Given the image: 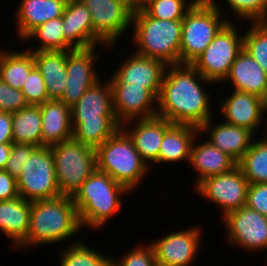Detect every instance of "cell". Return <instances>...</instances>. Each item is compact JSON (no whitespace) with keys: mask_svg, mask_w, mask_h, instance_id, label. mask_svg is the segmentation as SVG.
<instances>
[{"mask_svg":"<svg viewBox=\"0 0 267 266\" xmlns=\"http://www.w3.org/2000/svg\"><path fill=\"white\" fill-rule=\"evenodd\" d=\"M111 266H158L151 243L137 244L131 251L118 258H111Z\"/></svg>","mask_w":267,"mask_h":266,"instance_id":"obj_37","label":"cell"},{"mask_svg":"<svg viewBox=\"0 0 267 266\" xmlns=\"http://www.w3.org/2000/svg\"><path fill=\"white\" fill-rule=\"evenodd\" d=\"M82 229L72 196L31 202L30 226L21 251L33 246L62 243Z\"/></svg>","mask_w":267,"mask_h":266,"instance_id":"obj_3","label":"cell"},{"mask_svg":"<svg viewBox=\"0 0 267 266\" xmlns=\"http://www.w3.org/2000/svg\"><path fill=\"white\" fill-rule=\"evenodd\" d=\"M36 148L37 146L33 144L11 143V154L4 170L17 179L22 173V166L27 157H30Z\"/></svg>","mask_w":267,"mask_h":266,"instance_id":"obj_39","label":"cell"},{"mask_svg":"<svg viewBox=\"0 0 267 266\" xmlns=\"http://www.w3.org/2000/svg\"><path fill=\"white\" fill-rule=\"evenodd\" d=\"M113 108L120 125L137 119L157 116L158 97L144 86L110 83Z\"/></svg>","mask_w":267,"mask_h":266,"instance_id":"obj_17","label":"cell"},{"mask_svg":"<svg viewBox=\"0 0 267 266\" xmlns=\"http://www.w3.org/2000/svg\"><path fill=\"white\" fill-rule=\"evenodd\" d=\"M11 154V143L0 144V170H4Z\"/></svg>","mask_w":267,"mask_h":266,"instance_id":"obj_44","label":"cell"},{"mask_svg":"<svg viewBox=\"0 0 267 266\" xmlns=\"http://www.w3.org/2000/svg\"><path fill=\"white\" fill-rule=\"evenodd\" d=\"M219 103V114L224 122L244 127L256 134L258 128L265 122L267 134V101L261 97L240 91L231 90ZM266 113V114H265ZM265 118V119H264ZM265 120V121H264Z\"/></svg>","mask_w":267,"mask_h":266,"instance_id":"obj_16","label":"cell"},{"mask_svg":"<svg viewBox=\"0 0 267 266\" xmlns=\"http://www.w3.org/2000/svg\"><path fill=\"white\" fill-rule=\"evenodd\" d=\"M237 166L249 184L267 183V134L253 140Z\"/></svg>","mask_w":267,"mask_h":266,"instance_id":"obj_32","label":"cell"},{"mask_svg":"<svg viewBox=\"0 0 267 266\" xmlns=\"http://www.w3.org/2000/svg\"><path fill=\"white\" fill-rule=\"evenodd\" d=\"M239 32L236 24L228 22L192 63L206 80L213 84L225 80L238 53L243 49L244 34Z\"/></svg>","mask_w":267,"mask_h":266,"instance_id":"obj_9","label":"cell"},{"mask_svg":"<svg viewBox=\"0 0 267 266\" xmlns=\"http://www.w3.org/2000/svg\"><path fill=\"white\" fill-rule=\"evenodd\" d=\"M246 206L267 217V183L248 185Z\"/></svg>","mask_w":267,"mask_h":266,"instance_id":"obj_41","label":"cell"},{"mask_svg":"<svg viewBox=\"0 0 267 266\" xmlns=\"http://www.w3.org/2000/svg\"><path fill=\"white\" fill-rule=\"evenodd\" d=\"M19 196L17 179L5 170H0V201L15 199Z\"/></svg>","mask_w":267,"mask_h":266,"instance_id":"obj_42","label":"cell"},{"mask_svg":"<svg viewBox=\"0 0 267 266\" xmlns=\"http://www.w3.org/2000/svg\"><path fill=\"white\" fill-rule=\"evenodd\" d=\"M237 20L248 22L267 21V0H224ZM229 6V7H228ZM235 14V15H234Z\"/></svg>","mask_w":267,"mask_h":266,"instance_id":"obj_36","label":"cell"},{"mask_svg":"<svg viewBox=\"0 0 267 266\" xmlns=\"http://www.w3.org/2000/svg\"><path fill=\"white\" fill-rule=\"evenodd\" d=\"M207 132L209 133L207 140L236 162L241 159L255 139V134L244 127L231 125L224 121L216 124L212 118L199 128L200 135L208 134Z\"/></svg>","mask_w":267,"mask_h":266,"instance_id":"obj_20","label":"cell"},{"mask_svg":"<svg viewBox=\"0 0 267 266\" xmlns=\"http://www.w3.org/2000/svg\"><path fill=\"white\" fill-rule=\"evenodd\" d=\"M67 51L33 52L36 68L40 71L47 88L49 99H59L67 81Z\"/></svg>","mask_w":267,"mask_h":266,"instance_id":"obj_27","label":"cell"},{"mask_svg":"<svg viewBox=\"0 0 267 266\" xmlns=\"http://www.w3.org/2000/svg\"><path fill=\"white\" fill-rule=\"evenodd\" d=\"M243 34V48L267 73V21L251 22Z\"/></svg>","mask_w":267,"mask_h":266,"instance_id":"obj_34","label":"cell"},{"mask_svg":"<svg viewBox=\"0 0 267 266\" xmlns=\"http://www.w3.org/2000/svg\"><path fill=\"white\" fill-rule=\"evenodd\" d=\"M130 191L105 172L96 169L72 196L82 228L102 229L122 206Z\"/></svg>","mask_w":267,"mask_h":266,"instance_id":"obj_4","label":"cell"},{"mask_svg":"<svg viewBox=\"0 0 267 266\" xmlns=\"http://www.w3.org/2000/svg\"><path fill=\"white\" fill-rule=\"evenodd\" d=\"M248 185V180L236 166L226 173L206 178L193 190L198 196L214 203L224 217L228 212L246 205Z\"/></svg>","mask_w":267,"mask_h":266,"instance_id":"obj_13","label":"cell"},{"mask_svg":"<svg viewBox=\"0 0 267 266\" xmlns=\"http://www.w3.org/2000/svg\"><path fill=\"white\" fill-rule=\"evenodd\" d=\"M61 195L73 196L97 169L96 149L73 138L50 146Z\"/></svg>","mask_w":267,"mask_h":266,"instance_id":"obj_8","label":"cell"},{"mask_svg":"<svg viewBox=\"0 0 267 266\" xmlns=\"http://www.w3.org/2000/svg\"><path fill=\"white\" fill-rule=\"evenodd\" d=\"M24 94L0 79V111L16 112L28 107Z\"/></svg>","mask_w":267,"mask_h":266,"instance_id":"obj_40","label":"cell"},{"mask_svg":"<svg viewBox=\"0 0 267 266\" xmlns=\"http://www.w3.org/2000/svg\"><path fill=\"white\" fill-rule=\"evenodd\" d=\"M216 3V0H197L185 13L182 19L180 64H192L220 30L232 22Z\"/></svg>","mask_w":267,"mask_h":266,"instance_id":"obj_7","label":"cell"},{"mask_svg":"<svg viewBox=\"0 0 267 266\" xmlns=\"http://www.w3.org/2000/svg\"><path fill=\"white\" fill-rule=\"evenodd\" d=\"M96 162L98 170L130 192L136 190L151 169L121 127L96 149Z\"/></svg>","mask_w":267,"mask_h":266,"instance_id":"obj_6","label":"cell"},{"mask_svg":"<svg viewBox=\"0 0 267 266\" xmlns=\"http://www.w3.org/2000/svg\"><path fill=\"white\" fill-rule=\"evenodd\" d=\"M197 0H154L142 10L150 17L163 20H182Z\"/></svg>","mask_w":267,"mask_h":266,"instance_id":"obj_35","label":"cell"},{"mask_svg":"<svg viewBox=\"0 0 267 266\" xmlns=\"http://www.w3.org/2000/svg\"><path fill=\"white\" fill-rule=\"evenodd\" d=\"M172 125L167 119L154 116L125 122L121 128L133 141L134 147L150 167L153 163L159 164V151L163 136Z\"/></svg>","mask_w":267,"mask_h":266,"instance_id":"obj_19","label":"cell"},{"mask_svg":"<svg viewBox=\"0 0 267 266\" xmlns=\"http://www.w3.org/2000/svg\"><path fill=\"white\" fill-rule=\"evenodd\" d=\"M59 254L60 266H111V256L89 247L82 239L74 240L71 245L62 248Z\"/></svg>","mask_w":267,"mask_h":266,"instance_id":"obj_33","label":"cell"},{"mask_svg":"<svg viewBox=\"0 0 267 266\" xmlns=\"http://www.w3.org/2000/svg\"><path fill=\"white\" fill-rule=\"evenodd\" d=\"M198 135L194 138L191 146L189 165L198 173L194 186L211 176L226 173L237 166V162L227 153L221 152L213 146L207 139L197 142ZM196 142V143H195ZM199 143V144H198Z\"/></svg>","mask_w":267,"mask_h":266,"instance_id":"obj_23","label":"cell"},{"mask_svg":"<svg viewBox=\"0 0 267 266\" xmlns=\"http://www.w3.org/2000/svg\"><path fill=\"white\" fill-rule=\"evenodd\" d=\"M22 168V173L17 178L20 197L33 202L61 196L50 147H37L27 157Z\"/></svg>","mask_w":267,"mask_h":266,"instance_id":"obj_10","label":"cell"},{"mask_svg":"<svg viewBox=\"0 0 267 266\" xmlns=\"http://www.w3.org/2000/svg\"><path fill=\"white\" fill-rule=\"evenodd\" d=\"M131 26L136 54L167 65L180 64L182 20L156 19L139 10L133 12Z\"/></svg>","mask_w":267,"mask_h":266,"instance_id":"obj_5","label":"cell"},{"mask_svg":"<svg viewBox=\"0 0 267 266\" xmlns=\"http://www.w3.org/2000/svg\"><path fill=\"white\" fill-rule=\"evenodd\" d=\"M121 66L118 65L110 77V83H125L130 86H144L159 97L167 64L132 52Z\"/></svg>","mask_w":267,"mask_h":266,"instance_id":"obj_18","label":"cell"},{"mask_svg":"<svg viewBox=\"0 0 267 266\" xmlns=\"http://www.w3.org/2000/svg\"><path fill=\"white\" fill-rule=\"evenodd\" d=\"M110 48L104 45H95L89 48H75L68 50L66 56L67 81L62 96L58 99L68 106L75 104L81 96L101 78L95 70L99 59L97 47Z\"/></svg>","mask_w":267,"mask_h":266,"instance_id":"obj_14","label":"cell"},{"mask_svg":"<svg viewBox=\"0 0 267 266\" xmlns=\"http://www.w3.org/2000/svg\"><path fill=\"white\" fill-rule=\"evenodd\" d=\"M199 134V128L195 126L173 124L164 133L159 151V164H178L182 160L189 164L192 142Z\"/></svg>","mask_w":267,"mask_h":266,"instance_id":"obj_28","label":"cell"},{"mask_svg":"<svg viewBox=\"0 0 267 266\" xmlns=\"http://www.w3.org/2000/svg\"><path fill=\"white\" fill-rule=\"evenodd\" d=\"M33 39V40H31ZM39 42V47H28V51H67L75 49L65 38L63 33L62 16L56 19L48 20L47 22L37 26L25 38L24 42L31 40Z\"/></svg>","mask_w":267,"mask_h":266,"instance_id":"obj_31","label":"cell"},{"mask_svg":"<svg viewBox=\"0 0 267 266\" xmlns=\"http://www.w3.org/2000/svg\"><path fill=\"white\" fill-rule=\"evenodd\" d=\"M31 201L22 197L0 201V233L15 249L26 241L30 226Z\"/></svg>","mask_w":267,"mask_h":266,"instance_id":"obj_25","label":"cell"},{"mask_svg":"<svg viewBox=\"0 0 267 266\" xmlns=\"http://www.w3.org/2000/svg\"><path fill=\"white\" fill-rule=\"evenodd\" d=\"M68 0H21L14 12L19 41L37 26L63 16Z\"/></svg>","mask_w":267,"mask_h":266,"instance_id":"obj_22","label":"cell"},{"mask_svg":"<svg viewBox=\"0 0 267 266\" xmlns=\"http://www.w3.org/2000/svg\"><path fill=\"white\" fill-rule=\"evenodd\" d=\"M93 24V46L113 47L131 27L130 0H83ZM124 33V34H123Z\"/></svg>","mask_w":267,"mask_h":266,"instance_id":"obj_11","label":"cell"},{"mask_svg":"<svg viewBox=\"0 0 267 266\" xmlns=\"http://www.w3.org/2000/svg\"><path fill=\"white\" fill-rule=\"evenodd\" d=\"M201 227L175 230L149 242L153 246L158 266H192L201 249Z\"/></svg>","mask_w":267,"mask_h":266,"instance_id":"obj_15","label":"cell"},{"mask_svg":"<svg viewBox=\"0 0 267 266\" xmlns=\"http://www.w3.org/2000/svg\"><path fill=\"white\" fill-rule=\"evenodd\" d=\"M39 106L42 117V146L50 147L72 139L71 107L57 99H50Z\"/></svg>","mask_w":267,"mask_h":266,"instance_id":"obj_24","label":"cell"},{"mask_svg":"<svg viewBox=\"0 0 267 266\" xmlns=\"http://www.w3.org/2000/svg\"><path fill=\"white\" fill-rule=\"evenodd\" d=\"M221 219L230 246H238L249 253L267 250V217L245 205Z\"/></svg>","mask_w":267,"mask_h":266,"instance_id":"obj_12","label":"cell"},{"mask_svg":"<svg viewBox=\"0 0 267 266\" xmlns=\"http://www.w3.org/2000/svg\"><path fill=\"white\" fill-rule=\"evenodd\" d=\"M62 19L64 38L74 48L93 46L92 18L83 1L68 0Z\"/></svg>","mask_w":267,"mask_h":266,"instance_id":"obj_26","label":"cell"},{"mask_svg":"<svg viewBox=\"0 0 267 266\" xmlns=\"http://www.w3.org/2000/svg\"><path fill=\"white\" fill-rule=\"evenodd\" d=\"M210 83L213 82L206 80L192 64L168 65L158 97L157 116L172 124L200 128L213 117L210 106L213 99L205 90Z\"/></svg>","mask_w":267,"mask_h":266,"instance_id":"obj_1","label":"cell"},{"mask_svg":"<svg viewBox=\"0 0 267 266\" xmlns=\"http://www.w3.org/2000/svg\"><path fill=\"white\" fill-rule=\"evenodd\" d=\"M21 92L24 94L28 105L39 106L50 100L44 79L36 66L28 74Z\"/></svg>","mask_w":267,"mask_h":266,"instance_id":"obj_38","label":"cell"},{"mask_svg":"<svg viewBox=\"0 0 267 266\" xmlns=\"http://www.w3.org/2000/svg\"><path fill=\"white\" fill-rule=\"evenodd\" d=\"M9 50L0 48V79L21 91L28 74L35 67L33 52L23 48L22 51Z\"/></svg>","mask_w":267,"mask_h":266,"instance_id":"obj_29","label":"cell"},{"mask_svg":"<svg viewBox=\"0 0 267 266\" xmlns=\"http://www.w3.org/2000/svg\"><path fill=\"white\" fill-rule=\"evenodd\" d=\"M73 139L97 149L121 125L113 108V95L108 81H97L71 106Z\"/></svg>","mask_w":267,"mask_h":266,"instance_id":"obj_2","label":"cell"},{"mask_svg":"<svg viewBox=\"0 0 267 266\" xmlns=\"http://www.w3.org/2000/svg\"><path fill=\"white\" fill-rule=\"evenodd\" d=\"M13 143L12 113L0 111V144Z\"/></svg>","mask_w":267,"mask_h":266,"instance_id":"obj_43","label":"cell"},{"mask_svg":"<svg viewBox=\"0 0 267 266\" xmlns=\"http://www.w3.org/2000/svg\"><path fill=\"white\" fill-rule=\"evenodd\" d=\"M154 0H130L131 7L134 12L142 10L146 5Z\"/></svg>","mask_w":267,"mask_h":266,"instance_id":"obj_45","label":"cell"},{"mask_svg":"<svg viewBox=\"0 0 267 266\" xmlns=\"http://www.w3.org/2000/svg\"><path fill=\"white\" fill-rule=\"evenodd\" d=\"M13 143L42 146V117L40 106L29 105L12 113Z\"/></svg>","mask_w":267,"mask_h":266,"instance_id":"obj_30","label":"cell"},{"mask_svg":"<svg viewBox=\"0 0 267 266\" xmlns=\"http://www.w3.org/2000/svg\"><path fill=\"white\" fill-rule=\"evenodd\" d=\"M228 81L235 91L255 94L267 101V73L243 48L234 60L223 83Z\"/></svg>","mask_w":267,"mask_h":266,"instance_id":"obj_21","label":"cell"}]
</instances>
